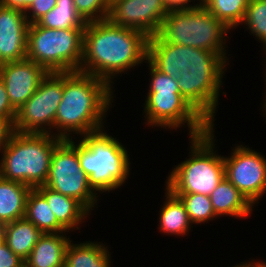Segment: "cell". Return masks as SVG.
<instances>
[{
	"mask_svg": "<svg viewBox=\"0 0 266 267\" xmlns=\"http://www.w3.org/2000/svg\"><path fill=\"white\" fill-rule=\"evenodd\" d=\"M16 113L9 101L5 84L0 78V118H16Z\"/></svg>",
	"mask_w": 266,
	"mask_h": 267,
	"instance_id": "32",
	"label": "cell"
},
{
	"mask_svg": "<svg viewBox=\"0 0 266 267\" xmlns=\"http://www.w3.org/2000/svg\"><path fill=\"white\" fill-rule=\"evenodd\" d=\"M36 23L49 29L85 28L86 25L76 11L74 0H57L56 6Z\"/></svg>",
	"mask_w": 266,
	"mask_h": 267,
	"instance_id": "24",
	"label": "cell"
},
{
	"mask_svg": "<svg viewBox=\"0 0 266 267\" xmlns=\"http://www.w3.org/2000/svg\"><path fill=\"white\" fill-rule=\"evenodd\" d=\"M111 88L107 81L91 74L63 72V95L53 127L58 130L55 135L70 139L72 132L83 136L102 130L105 113L113 102Z\"/></svg>",
	"mask_w": 266,
	"mask_h": 267,
	"instance_id": "3",
	"label": "cell"
},
{
	"mask_svg": "<svg viewBox=\"0 0 266 267\" xmlns=\"http://www.w3.org/2000/svg\"><path fill=\"white\" fill-rule=\"evenodd\" d=\"M144 105L146 124L152 127L175 129L186 123L190 137L203 135L211 127L181 92H148Z\"/></svg>",
	"mask_w": 266,
	"mask_h": 267,
	"instance_id": "11",
	"label": "cell"
},
{
	"mask_svg": "<svg viewBox=\"0 0 266 267\" xmlns=\"http://www.w3.org/2000/svg\"><path fill=\"white\" fill-rule=\"evenodd\" d=\"M233 267H254V262H249V263H242V264H240V265H235V266H233Z\"/></svg>",
	"mask_w": 266,
	"mask_h": 267,
	"instance_id": "36",
	"label": "cell"
},
{
	"mask_svg": "<svg viewBox=\"0 0 266 267\" xmlns=\"http://www.w3.org/2000/svg\"><path fill=\"white\" fill-rule=\"evenodd\" d=\"M249 0H206L203 6L230 29L242 25Z\"/></svg>",
	"mask_w": 266,
	"mask_h": 267,
	"instance_id": "25",
	"label": "cell"
},
{
	"mask_svg": "<svg viewBox=\"0 0 266 267\" xmlns=\"http://www.w3.org/2000/svg\"><path fill=\"white\" fill-rule=\"evenodd\" d=\"M62 95L63 72H48L35 93L17 110L14 130L19 133L52 134L50 130L54 127Z\"/></svg>",
	"mask_w": 266,
	"mask_h": 267,
	"instance_id": "10",
	"label": "cell"
},
{
	"mask_svg": "<svg viewBox=\"0 0 266 267\" xmlns=\"http://www.w3.org/2000/svg\"><path fill=\"white\" fill-rule=\"evenodd\" d=\"M165 197V203L159 211V230L169 235L181 236L186 234L192 223L183 202L168 188H166Z\"/></svg>",
	"mask_w": 266,
	"mask_h": 267,
	"instance_id": "22",
	"label": "cell"
},
{
	"mask_svg": "<svg viewBox=\"0 0 266 267\" xmlns=\"http://www.w3.org/2000/svg\"><path fill=\"white\" fill-rule=\"evenodd\" d=\"M15 118H0V152L15 132Z\"/></svg>",
	"mask_w": 266,
	"mask_h": 267,
	"instance_id": "33",
	"label": "cell"
},
{
	"mask_svg": "<svg viewBox=\"0 0 266 267\" xmlns=\"http://www.w3.org/2000/svg\"><path fill=\"white\" fill-rule=\"evenodd\" d=\"M63 139L53 150L45 186L79 201L89 212L97 203V193L89 185L88 175L81 169L78 144Z\"/></svg>",
	"mask_w": 266,
	"mask_h": 267,
	"instance_id": "9",
	"label": "cell"
},
{
	"mask_svg": "<svg viewBox=\"0 0 266 267\" xmlns=\"http://www.w3.org/2000/svg\"><path fill=\"white\" fill-rule=\"evenodd\" d=\"M265 75H266V74H265ZM264 108H265V109H264ZM263 109L265 110V114H266V100H265V103H264Z\"/></svg>",
	"mask_w": 266,
	"mask_h": 267,
	"instance_id": "40",
	"label": "cell"
},
{
	"mask_svg": "<svg viewBox=\"0 0 266 267\" xmlns=\"http://www.w3.org/2000/svg\"><path fill=\"white\" fill-rule=\"evenodd\" d=\"M68 243L65 251L64 267H110L107 246L89 241L80 244Z\"/></svg>",
	"mask_w": 266,
	"mask_h": 267,
	"instance_id": "21",
	"label": "cell"
},
{
	"mask_svg": "<svg viewBox=\"0 0 266 267\" xmlns=\"http://www.w3.org/2000/svg\"><path fill=\"white\" fill-rule=\"evenodd\" d=\"M31 187L0 176V224L25 217L26 201Z\"/></svg>",
	"mask_w": 266,
	"mask_h": 267,
	"instance_id": "19",
	"label": "cell"
},
{
	"mask_svg": "<svg viewBox=\"0 0 266 267\" xmlns=\"http://www.w3.org/2000/svg\"><path fill=\"white\" fill-rule=\"evenodd\" d=\"M35 189L46 199L57 221L68 232L75 228L80 230L78 224L89 215V211L79 201L53 191L45 185L38 186Z\"/></svg>",
	"mask_w": 266,
	"mask_h": 267,
	"instance_id": "17",
	"label": "cell"
},
{
	"mask_svg": "<svg viewBox=\"0 0 266 267\" xmlns=\"http://www.w3.org/2000/svg\"><path fill=\"white\" fill-rule=\"evenodd\" d=\"M168 10L190 9L200 6L201 4L190 5L192 0H163Z\"/></svg>",
	"mask_w": 266,
	"mask_h": 267,
	"instance_id": "34",
	"label": "cell"
},
{
	"mask_svg": "<svg viewBox=\"0 0 266 267\" xmlns=\"http://www.w3.org/2000/svg\"><path fill=\"white\" fill-rule=\"evenodd\" d=\"M28 27L24 11L0 5V64L26 59Z\"/></svg>",
	"mask_w": 266,
	"mask_h": 267,
	"instance_id": "15",
	"label": "cell"
},
{
	"mask_svg": "<svg viewBox=\"0 0 266 267\" xmlns=\"http://www.w3.org/2000/svg\"><path fill=\"white\" fill-rule=\"evenodd\" d=\"M62 140L55 133L36 134L15 131L2 149L0 176L24 183L32 189L45 185L53 150Z\"/></svg>",
	"mask_w": 266,
	"mask_h": 267,
	"instance_id": "4",
	"label": "cell"
},
{
	"mask_svg": "<svg viewBox=\"0 0 266 267\" xmlns=\"http://www.w3.org/2000/svg\"><path fill=\"white\" fill-rule=\"evenodd\" d=\"M66 237L63 233L43 234L24 261V267H64L65 251L70 241Z\"/></svg>",
	"mask_w": 266,
	"mask_h": 267,
	"instance_id": "16",
	"label": "cell"
},
{
	"mask_svg": "<svg viewBox=\"0 0 266 267\" xmlns=\"http://www.w3.org/2000/svg\"><path fill=\"white\" fill-rule=\"evenodd\" d=\"M149 64L150 69V85H149V92H180L177 78H172L167 74L160 72L156 69L149 61H145Z\"/></svg>",
	"mask_w": 266,
	"mask_h": 267,
	"instance_id": "29",
	"label": "cell"
},
{
	"mask_svg": "<svg viewBox=\"0 0 266 267\" xmlns=\"http://www.w3.org/2000/svg\"><path fill=\"white\" fill-rule=\"evenodd\" d=\"M0 267H24V261L12 252L4 240L0 243Z\"/></svg>",
	"mask_w": 266,
	"mask_h": 267,
	"instance_id": "31",
	"label": "cell"
},
{
	"mask_svg": "<svg viewBox=\"0 0 266 267\" xmlns=\"http://www.w3.org/2000/svg\"><path fill=\"white\" fill-rule=\"evenodd\" d=\"M34 0H0V5L26 11Z\"/></svg>",
	"mask_w": 266,
	"mask_h": 267,
	"instance_id": "35",
	"label": "cell"
},
{
	"mask_svg": "<svg viewBox=\"0 0 266 267\" xmlns=\"http://www.w3.org/2000/svg\"><path fill=\"white\" fill-rule=\"evenodd\" d=\"M230 28L214 17L203 5L169 10L157 35L168 43L191 46L219 53L226 61L225 35Z\"/></svg>",
	"mask_w": 266,
	"mask_h": 267,
	"instance_id": "7",
	"label": "cell"
},
{
	"mask_svg": "<svg viewBox=\"0 0 266 267\" xmlns=\"http://www.w3.org/2000/svg\"><path fill=\"white\" fill-rule=\"evenodd\" d=\"M242 22L259 41H262L266 52V0H249Z\"/></svg>",
	"mask_w": 266,
	"mask_h": 267,
	"instance_id": "27",
	"label": "cell"
},
{
	"mask_svg": "<svg viewBox=\"0 0 266 267\" xmlns=\"http://www.w3.org/2000/svg\"><path fill=\"white\" fill-rule=\"evenodd\" d=\"M3 240L20 259L25 261L43 233L25 217L3 225Z\"/></svg>",
	"mask_w": 266,
	"mask_h": 267,
	"instance_id": "20",
	"label": "cell"
},
{
	"mask_svg": "<svg viewBox=\"0 0 266 267\" xmlns=\"http://www.w3.org/2000/svg\"><path fill=\"white\" fill-rule=\"evenodd\" d=\"M148 41L149 37L142 31L117 26L108 19L87 22L79 71L103 79L111 85L116 74L126 72L147 60Z\"/></svg>",
	"mask_w": 266,
	"mask_h": 267,
	"instance_id": "2",
	"label": "cell"
},
{
	"mask_svg": "<svg viewBox=\"0 0 266 267\" xmlns=\"http://www.w3.org/2000/svg\"><path fill=\"white\" fill-rule=\"evenodd\" d=\"M200 2H198L199 4H201V5H203L205 2H206V0H199Z\"/></svg>",
	"mask_w": 266,
	"mask_h": 267,
	"instance_id": "39",
	"label": "cell"
},
{
	"mask_svg": "<svg viewBox=\"0 0 266 267\" xmlns=\"http://www.w3.org/2000/svg\"><path fill=\"white\" fill-rule=\"evenodd\" d=\"M183 202L191 223L201 224L217 217L210 197L204 194H174Z\"/></svg>",
	"mask_w": 266,
	"mask_h": 267,
	"instance_id": "26",
	"label": "cell"
},
{
	"mask_svg": "<svg viewBox=\"0 0 266 267\" xmlns=\"http://www.w3.org/2000/svg\"><path fill=\"white\" fill-rule=\"evenodd\" d=\"M238 145L223 157L225 178L254 206L266 192V159L260 153Z\"/></svg>",
	"mask_w": 266,
	"mask_h": 267,
	"instance_id": "12",
	"label": "cell"
},
{
	"mask_svg": "<svg viewBox=\"0 0 266 267\" xmlns=\"http://www.w3.org/2000/svg\"><path fill=\"white\" fill-rule=\"evenodd\" d=\"M168 12L163 0H111L107 19L151 37L157 35Z\"/></svg>",
	"mask_w": 266,
	"mask_h": 267,
	"instance_id": "13",
	"label": "cell"
},
{
	"mask_svg": "<svg viewBox=\"0 0 266 267\" xmlns=\"http://www.w3.org/2000/svg\"><path fill=\"white\" fill-rule=\"evenodd\" d=\"M215 215H229L245 218L252 212L253 205L243 196V194L224 178L210 194Z\"/></svg>",
	"mask_w": 266,
	"mask_h": 267,
	"instance_id": "18",
	"label": "cell"
},
{
	"mask_svg": "<svg viewBox=\"0 0 266 267\" xmlns=\"http://www.w3.org/2000/svg\"><path fill=\"white\" fill-rule=\"evenodd\" d=\"M81 138L78 142L79 162L95 193L109 192L123 185L130 172V160L121 142L104 133L103 129Z\"/></svg>",
	"mask_w": 266,
	"mask_h": 267,
	"instance_id": "5",
	"label": "cell"
},
{
	"mask_svg": "<svg viewBox=\"0 0 266 267\" xmlns=\"http://www.w3.org/2000/svg\"><path fill=\"white\" fill-rule=\"evenodd\" d=\"M149 61L160 72L177 78L181 95L210 124L218 105L226 60L209 50L164 42L149 37Z\"/></svg>",
	"mask_w": 266,
	"mask_h": 267,
	"instance_id": "1",
	"label": "cell"
},
{
	"mask_svg": "<svg viewBox=\"0 0 266 267\" xmlns=\"http://www.w3.org/2000/svg\"><path fill=\"white\" fill-rule=\"evenodd\" d=\"M56 4L57 0H34L30 7L24 12L28 23H36L46 13L52 10L56 6Z\"/></svg>",
	"mask_w": 266,
	"mask_h": 267,
	"instance_id": "30",
	"label": "cell"
},
{
	"mask_svg": "<svg viewBox=\"0 0 266 267\" xmlns=\"http://www.w3.org/2000/svg\"><path fill=\"white\" fill-rule=\"evenodd\" d=\"M47 74L48 71L42 65L27 58L0 65V78L16 111L35 93Z\"/></svg>",
	"mask_w": 266,
	"mask_h": 267,
	"instance_id": "14",
	"label": "cell"
},
{
	"mask_svg": "<svg viewBox=\"0 0 266 267\" xmlns=\"http://www.w3.org/2000/svg\"><path fill=\"white\" fill-rule=\"evenodd\" d=\"M74 4L77 13L87 23L107 19L111 0H74Z\"/></svg>",
	"mask_w": 266,
	"mask_h": 267,
	"instance_id": "28",
	"label": "cell"
},
{
	"mask_svg": "<svg viewBox=\"0 0 266 267\" xmlns=\"http://www.w3.org/2000/svg\"><path fill=\"white\" fill-rule=\"evenodd\" d=\"M254 267H266V263L264 261L254 262Z\"/></svg>",
	"mask_w": 266,
	"mask_h": 267,
	"instance_id": "37",
	"label": "cell"
},
{
	"mask_svg": "<svg viewBox=\"0 0 266 267\" xmlns=\"http://www.w3.org/2000/svg\"><path fill=\"white\" fill-rule=\"evenodd\" d=\"M213 128L211 125L207 133L190 137L191 157L175 166L167 177L166 188L173 194L210 196L225 178L224 156L213 150L216 145L213 142Z\"/></svg>",
	"mask_w": 266,
	"mask_h": 267,
	"instance_id": "6",
	"label": "cell"
},
{
	"mask_svg": "<svg viewBox=\"0 0 266 267\" xmlns=\"http://www.w3.org/2000/svg\"><path fill=\"white\" fill-rule=\"evenodd\" d=\"M25 218L32 222L43 234L68 232L56 219L46 199L31 189L26 201Z\"/></svg>",
	"mask_w": 266,
	"mask_h": 267,
	"instance_id": "23",
	"label": "cell"
},
{
	"mask_svg": "<svg viewBox=\"0 0 266 267\" xmlns=\"http://www.w3.org/2000/svg\"><path fill=\"white\" fill-rule=\"evenodd\" d=\"M84 28L49 29L29 24L26 58L48 72L79 71Z\"/></svg>",
	"mask_w": 266,
	"mask_h": 267,
	"instance_id": "8",
	"label": "cell"
},
{
	"mask_svg": "<svg viewBox=\"0 0 266 267\" xmlns=\"http://www.w3.org/2000/svg\"><path fill=\"white\" fill-rule=\"evenodd\" d=\"M3 225L0 224V243L3 241Z\"/></svg>",
	"mask_w": 266,
	"mask_h": 267,
	"instance_id": "38",
	"label": "cell"
}]
</instances>
